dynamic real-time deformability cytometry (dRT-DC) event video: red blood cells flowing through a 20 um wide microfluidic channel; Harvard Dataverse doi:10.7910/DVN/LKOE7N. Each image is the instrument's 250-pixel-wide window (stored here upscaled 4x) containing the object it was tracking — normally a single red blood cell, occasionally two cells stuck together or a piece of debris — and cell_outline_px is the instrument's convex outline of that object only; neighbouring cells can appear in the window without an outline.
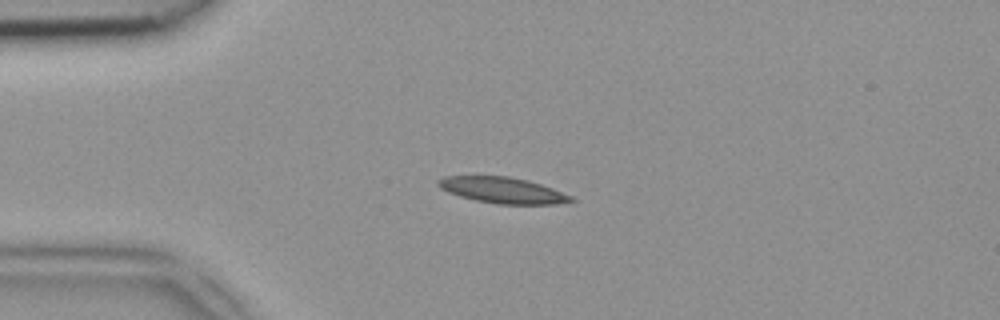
{"species": "common noctule bat (a hibernating species)", "species_latin": "Nyctalus noctula", "temperature_condition": "room temperature", "stored_images_in_passage": 48, "camera_frame_rate_fps": 3000, "um_per_image_px": 0.085, "animal": {"sex": "female", "body_mass_g": 18.4}, "frame": {"image": 1, "passage_image": 11, "time_ms": 3.333, "image_size_px": [1000, 320], "cell_outline_px": [[576, 200], [556, 204], [496, 204], [476, 200], [460, 196], [448, 192], [440, 188], [436, 184], [436, 180], [444, 176], [508, 176], [528, 180], [552, 188], [572, 196]], "centroid_in_image_um": [42.69, 16.16], "position_along_channel_um": 42.3, "area_um2": 20.11}}
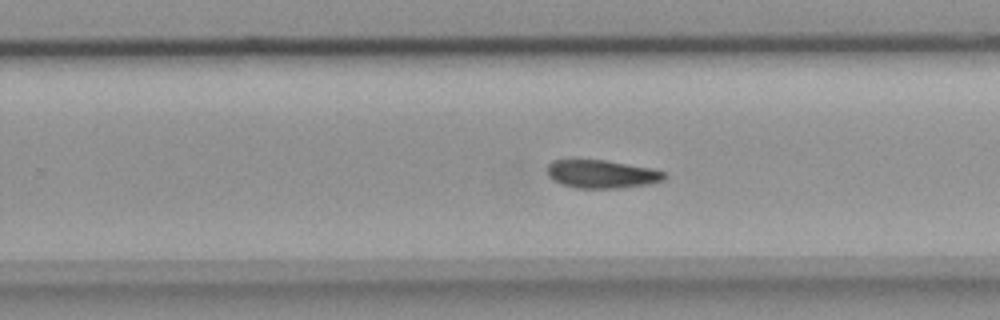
{"frame": {"image": 2, "passage_image": 30, "time_ms": 9.667, "image_size_px": [1000, 320], "cell_outline_px": [[668, 176], [664, 180], [652, 184], [616, 188], [576, 188], [560, 184], [552, 180], [548, 176], [548, 164], [552, 160], [604, 160], [652, 168], [664, 172]], "centroid_in_image_um": [51.16, 14.8], "position_along_channel_um": 278.6, "area_um2": 19.36}}
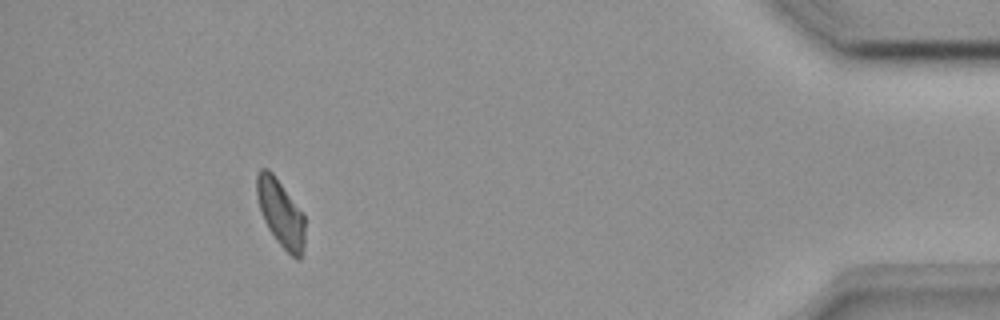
{"frame": {"image": 3, "passage_image": 44, "time_ms": 14.333, "image_size_px": [1000, 320], "cell_outline_px": [[304, 244], [300, 260], [296, 260], [276, 240], [268, 228], [264, 220], [256, 196], [256, 176], [260, 168], [268, 168], [272, 172], [304, 216]], "centroid_in_image_um": [23.83, 18.12], "position_along_channel_um": 411.4, "area_um2": 18.5}}